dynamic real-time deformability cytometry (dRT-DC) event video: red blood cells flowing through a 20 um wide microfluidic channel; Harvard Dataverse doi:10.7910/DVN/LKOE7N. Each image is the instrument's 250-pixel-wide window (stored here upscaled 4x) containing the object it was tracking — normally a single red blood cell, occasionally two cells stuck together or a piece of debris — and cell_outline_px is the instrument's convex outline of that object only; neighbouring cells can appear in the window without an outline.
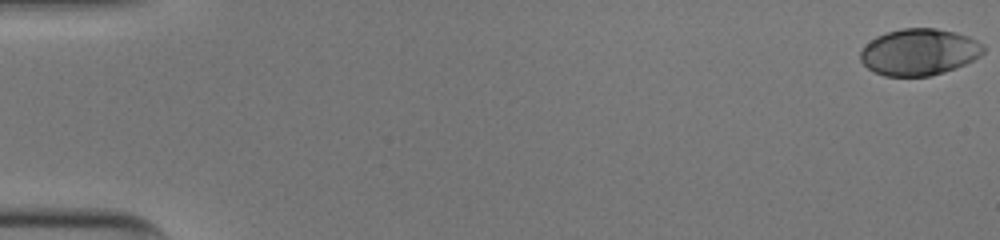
{"species": "human", "species_latin": "Homo sapiens", "temperature_condition": "cold", "stored_images_in_passage": 46, "camera_frame_rate_fps": 3000, "um_per_image_px": 0.085, "donor": {"sex": "male"}, "frame": {"image": 1, "passage_image": 1, "time_ms": 0.0, "image_size_px": [1000, 240], "cell_outline_px": [[984, 52], [980, 56], [956, 68], [944, 72], [928, 76], [884, 76], [868, 68], [860, 60], [860, 52], [876, 36], [884, 32], [900, 28], [936, 28], [956, 32], [968, 36], [984, 44]], "centroid_in_image_um": [78.14, 4.41], "position_along_channel_um": 6.9, "area_um2": 33.41}}
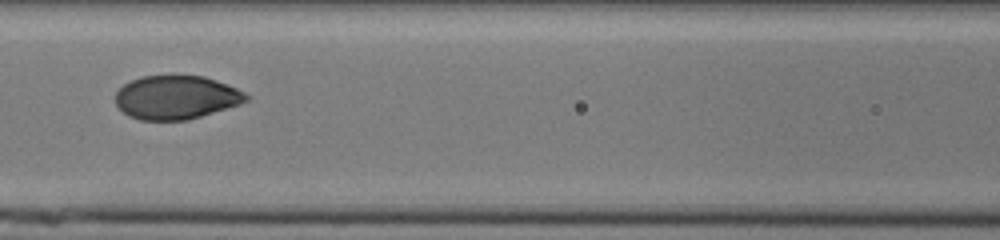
{"frame": {"image": 2, "passage_image": 25, "time_ms": 8.0, "image_size_px": [1000, 240], "cell_outline_px": [[252, 96], [248, 100], [240, 104], [188, 120], [140, 120], [128, 116], [116, 104], [116, 92], [124, 84], [140, 76], [204, 76], [228, 84]], "centroid_in_image_um": [15.0, 8.28], "position_along_channel_um": 151.6, "area_um2": 33.23}}
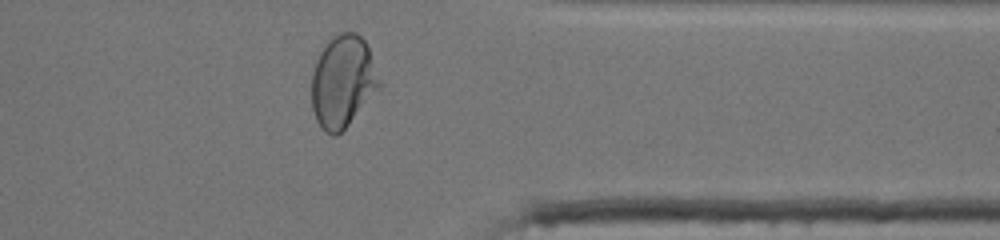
{"frame": {"image": 3, "passage_image": 43, "time_ms": 14.0, "image_size_px": [1000, 240], "cell_outline_px": [[380, 84], [348, 124], [336, 136], [332, 136], [324, 132], [320, 128], [316, 120], [312, 108], [312, 72], [316, 60], [320, 52], [332, 32], [356, 32], [364, 40], [368, 48], [380, 80]], "centroid_in_image_um": [29.08, 6.89], "position_along_channel_um": 382.3, "area_um2": 36.01}, "authors_computed_cell_mechanics": {"area_um2": 34.0153, "velocity_mm_per_s": 3.9645, "shape_relaxation_time_tau1_ms": 4.6571, "shape_relaxation_time_tau2_ms": null, "deformation_change_tau1": 0.1751, "deformation_change_tau2": null}}